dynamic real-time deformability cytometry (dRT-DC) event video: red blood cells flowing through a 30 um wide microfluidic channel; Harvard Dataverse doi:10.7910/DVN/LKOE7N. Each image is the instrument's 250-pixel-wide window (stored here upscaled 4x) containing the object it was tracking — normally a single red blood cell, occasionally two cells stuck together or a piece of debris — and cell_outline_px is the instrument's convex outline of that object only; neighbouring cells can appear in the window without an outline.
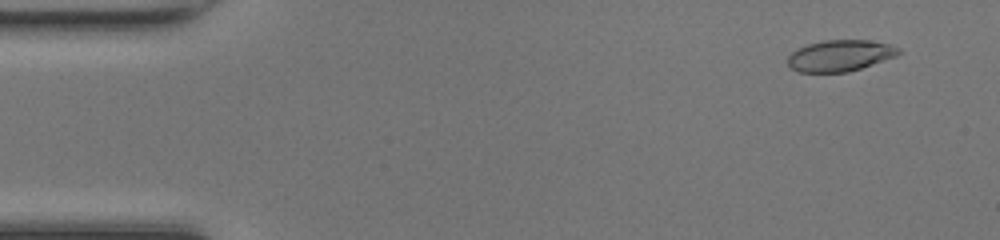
{"species": "common noctule bat (a hibernating species)", "species_latin": "Nyctalus noctula", "temperature_condition": "room temperature", "stored_images_in_passage": 49, "camera_frame_rate_fps": 3000, "um_per_image_px": 0.085, "animal": {"sex": "female", "body_mass_g": 17.0, "forearm_length_mm": 48.0}, "frame": {"image": 1, "passage_image": 4, "time_ms": 1.0, "image_size_px": [1000, 240], "cell_outline_px": [[900, 52], [896, 56], [848, 72], [800, 72], [792, 68], [788, 64], [788, 56], [792, 52], [808, 44], [824, 40], [868, 40], [888, 44], [900, 48]], "centroid_in_image_um": [71.4, 4.72], "position_along_channel_um": 13.6, "area_um2": 19.94}}
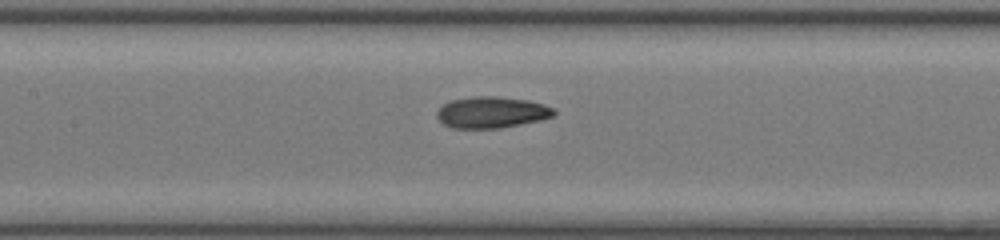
{"frame": {"image": 2, "passage_image": 23, "time_ms": 7.333, "image_size_px": [1000, 240], "cell_outline_px": [[556, 116], [540, 120], [500, 128], [452, 128], [444, 124], [436, 116], [436, 112], [444, 104], [452, 100], [472, 96], [496, 96], [528, 100], [544, 104], [552, 108], [556, 112]], "centroid_in_image_um": [41.8, 9.54], "position_along_channel_um": 165.6, "area_um2": 21.39}}
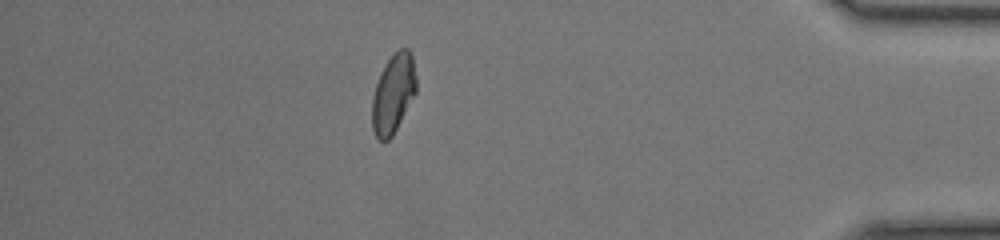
{"frame": {"image": 3, "passage_image": 43, "time_ms": 14.0, "image_size_px": [1000, 240], "cell_outline_px": [[416, 92], [392, 136], [388, 140], [380, 140], [376, 136], [372, 128], [372, 96], [380, 72], [388, 60], [400, 48], [408, 48], [412, 52], [416, 76]], "centroid_in_image_um": [33.43, 7.93], "position_along_channel_um": 401.8, "area_um2": 20.23}, "authors_computed_cell_mechanics": {"area_um2": 20.7502, "velocity_mm_per_s": 4.2573, "shape_relaxation_time_tau1_ms": null, "shape_relaxation_time_tau2_ms": 1.6458, "deformation_change_tau1": null, "deformation_change_tau2": 0.0624}}